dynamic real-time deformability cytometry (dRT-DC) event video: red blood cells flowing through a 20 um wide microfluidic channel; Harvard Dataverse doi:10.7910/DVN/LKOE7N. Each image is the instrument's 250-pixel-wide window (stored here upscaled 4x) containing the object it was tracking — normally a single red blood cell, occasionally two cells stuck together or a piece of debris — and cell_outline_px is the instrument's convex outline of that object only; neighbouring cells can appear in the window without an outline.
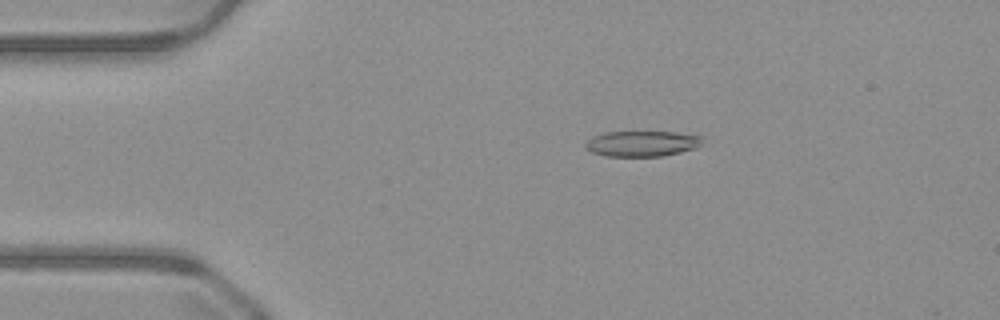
{"species": "common noctule bat (a hibernating species)", "species_latin": "Nyctalus noctula", "temperature_condition": "warm", "stored_images_in_passage": 44, "camera_frame_rate_fps": 3000, "um_per_image_px": 0.085, "animal": {"sex": "male", "body_mass_g": 23.1, "forearm_length_mm": 52.7}, "frame": {"image": 1, "passage_image": 4, "time_ms": 1.0, "image_size_px": [1000, 320], "cell_outline_px": [[704, 136], [700, 144], [696, 148], [680, 152], [660, 156], [604, 156], [592, 152], [584, 148], [584, 144], [592, 136], [604, 132], [676, 132]], "centroid_in_image_um": [54.54, 12.2], "position_along_channel_um": 30.5, "area_um2": 17.51}}
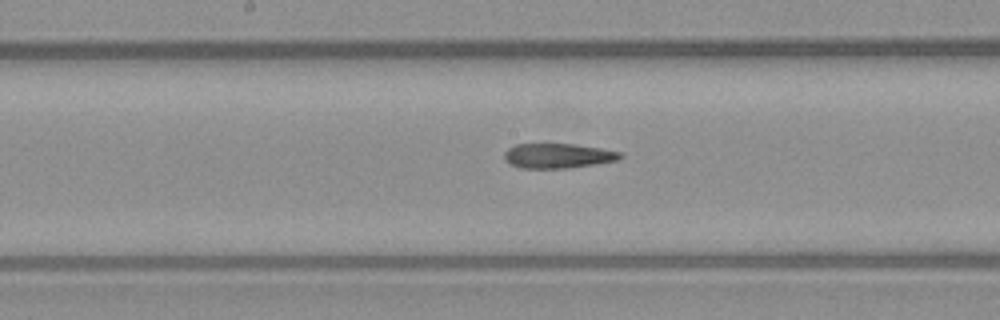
{"frame": {"image": 2, "passage_image": 20, "time_ms": 6.333, "image_size_px": [1000, 320], "cell_outline_px": [[624, 156], [616, 160], [596, 164], [568, 168], [520, 168], [504, 160], [504, 152], [508, 148], [516, 144], [576, 144], [624, 152]], "centroid_in_image_um": [47.44, 13.24], "position_along_channel_um": 200.8, "area_um2": 16.82}}
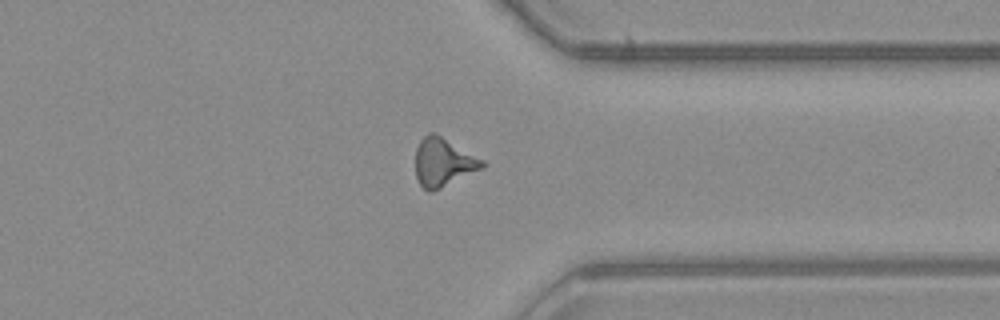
{"frame": {"image": 3, "passage_image": 33, "time_ms": 10.667, "image_size_px": [1000, 320], "cell_outline_px": [[484, 168], [432, 192], [428, 192], [420, 184], [416, 176], [416, 148], [420, 140], [428, 132], [436, 132], [484, 160]], "centroid_in_image_um": [37.68, 13.78], "position_along_channel_um": 373.7, "area_um2": 18.96}}